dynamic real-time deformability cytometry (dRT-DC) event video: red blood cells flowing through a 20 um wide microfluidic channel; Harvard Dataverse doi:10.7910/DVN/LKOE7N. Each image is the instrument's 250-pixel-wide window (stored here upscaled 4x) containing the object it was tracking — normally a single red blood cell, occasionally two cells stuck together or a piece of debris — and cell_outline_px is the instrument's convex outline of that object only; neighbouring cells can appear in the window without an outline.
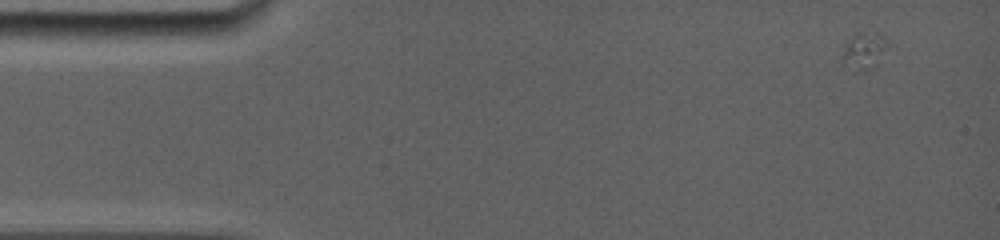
{"species": "common noctule bat (a hibernating species)", "species_latin": "Nyctalus noctula", "temperature_condition": "room temperature", "stored_images_in_passage": 15, "camera_frame_rate_fps": 5000, "um_per_image_px": 0.085, "animal": {"sex": "female", "body_mass_g": 19.0, "forearm_length_mm": 56.7}, "frame": {"image": 1, "passage_image": 3, "time_ms": 0.4, "image_size_px": [1000, 240], "cell_outline_px": [[888, 48], [876, 68], [860, 72], [840, 64], [840, 56], [852, 36], [860, 32], [880, 32], [888, 44]], "centroid_in_image_um": [73.46, 4.36], "position_along_channel_um": 11.5, "area_um2": 10.17}}